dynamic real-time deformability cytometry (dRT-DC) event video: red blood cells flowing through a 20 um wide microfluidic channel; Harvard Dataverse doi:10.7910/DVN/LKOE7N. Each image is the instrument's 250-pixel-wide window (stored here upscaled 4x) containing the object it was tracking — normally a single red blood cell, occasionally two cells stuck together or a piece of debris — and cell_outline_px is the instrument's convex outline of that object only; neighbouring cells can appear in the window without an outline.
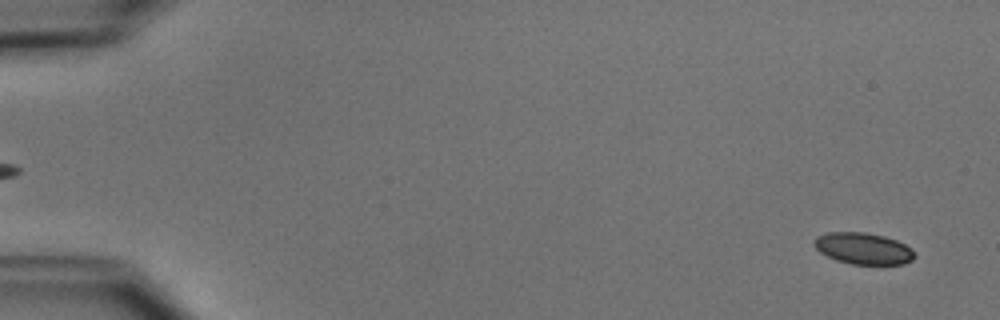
{"species": "common noctule bat (a hibernating species)", "species_latin": "Nyctalus noctula", "temperature_condition": "cold", "stored_images_in_passage": 51, "camera_frame_rate_fps": 3000, "um_per_image_px": 0.085, "animal": {"sex": "male", "body_mass_g": 15.6}, "frame": {"image": 1, "passage_image": 2, "time_ms": 0.333, "image_size_px": [1000, 320], "cell_outline_px": [[916, 256], [912, 260], [904, 264], [852, 264], [836, 260], [820, 252], [812, 244], [816, 236], [828, 232], [864, 232], [884, 236], [896, 240], [912, 248]], "centroid_in_image_um": [73.38, 21.12], "position_along_channel_um": 11.6, "area_um2": 18.5}}
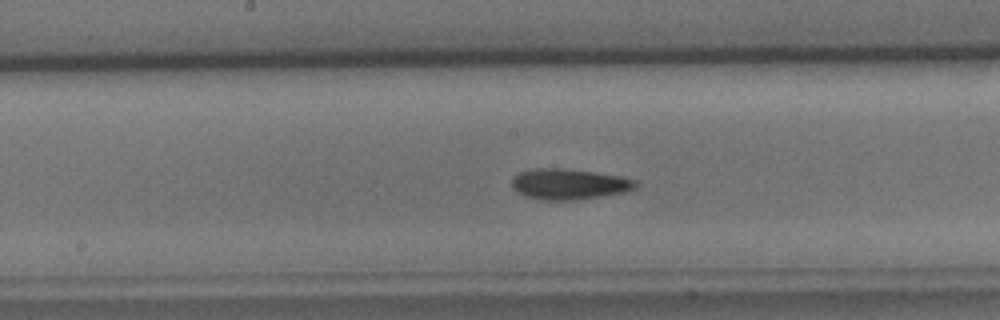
{"frame": {"image": 2, "passage_image": 27, "time_ms": 8.667, "image_size_px": [1000, 320], "cell_outline_px": [[640, 184], [636, 188], [624, 192], [580, 200], [540, 200], [524, 196], [516, 192], [512, 188], [512, 180], [520, 172], [532, 168], [564, 168], [620, 176], [636, 180]], "centroid_in_image_um": [48.37, 15.66], "position_along_channel_um": 199.8, "area_um2": 22.37}}
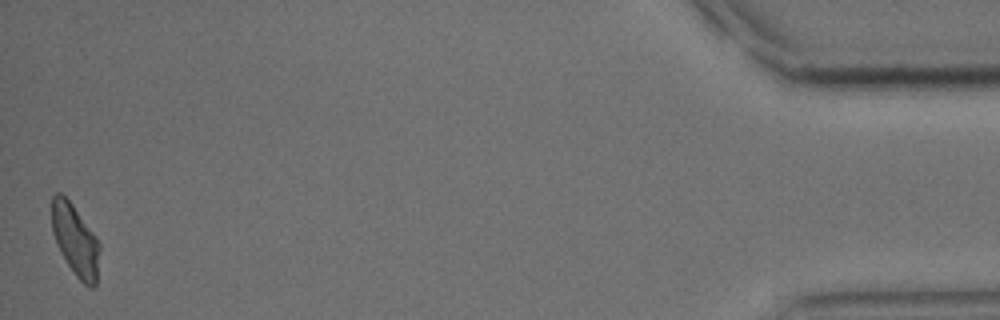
{"frame": {"image": 3, "passage_image": 51, "time_ms": 16.667, "image_size_px": [1000, 320], "cell_outline_px": [[100, 248], [96, 284], [92, 288], [88, 288], [76, 276], [60, 252], [56, 244], [52, 232], [52, 196], [56, 192], [60, 192], [72, 204], [96, 236], [100, 244]], "centroid_in_image_um": [6.4, 20.43], "position_along_channel_um": 428.8, "area_um2": 19.88}, "authors_computed_cell_mechanics": {"area_um2": 21.0392, "velocity_mm_per_s": 3.914, "shape_relaxation_time_tau1_ms": 2.648, "shape_relaxation_time_tau2_ms": null, "deformation_change_tau1": 0.0863, "deformation_change_tau2": null}}